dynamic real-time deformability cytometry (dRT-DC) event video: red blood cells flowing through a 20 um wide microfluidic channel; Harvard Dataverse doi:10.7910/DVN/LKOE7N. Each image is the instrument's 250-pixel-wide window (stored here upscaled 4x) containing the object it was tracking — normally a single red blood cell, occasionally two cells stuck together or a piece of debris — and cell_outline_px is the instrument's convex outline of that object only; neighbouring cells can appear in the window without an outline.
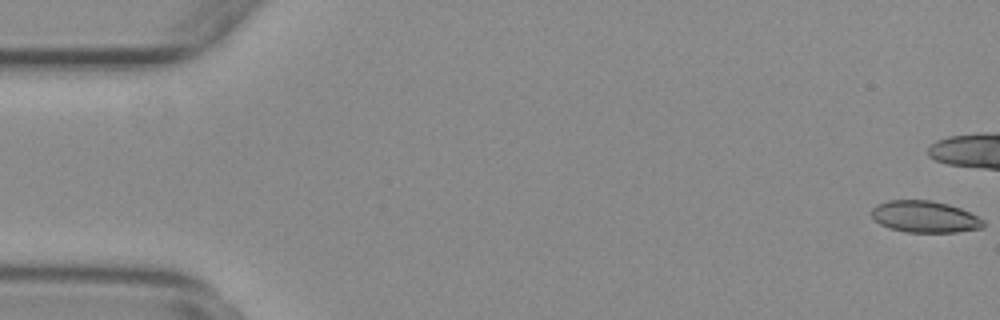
{"species": "common noctule bat (a hibernating species)", "species_latin": "Nyctalus noctula", "temperature_condition": "warm", "stored_images_in_passage": 24, "camera_frame_rate_fps": 3000, "um_per_image_px": 0.085, "animal": {"sex": "female", "body_mass_g": 29.2, "forearm_length_mm": 56.3}, "frame": {"image": 1, "passage_image": 1, "time_ms": 0.0, "image_size_px": [1000, 320], "cell_outline_px": [[984, 228], [956, 232], [904, 232], [888, 228], [880, 224], [872, 216], [872, 208], [876, 204], [888, 200], [932, 200], [948, 204], [960, 208], [984, 220]], "centroid_in_image_um": [78.59, 18.42], "position_along_channel_um": 6.4, "area_um2": 20.69}}